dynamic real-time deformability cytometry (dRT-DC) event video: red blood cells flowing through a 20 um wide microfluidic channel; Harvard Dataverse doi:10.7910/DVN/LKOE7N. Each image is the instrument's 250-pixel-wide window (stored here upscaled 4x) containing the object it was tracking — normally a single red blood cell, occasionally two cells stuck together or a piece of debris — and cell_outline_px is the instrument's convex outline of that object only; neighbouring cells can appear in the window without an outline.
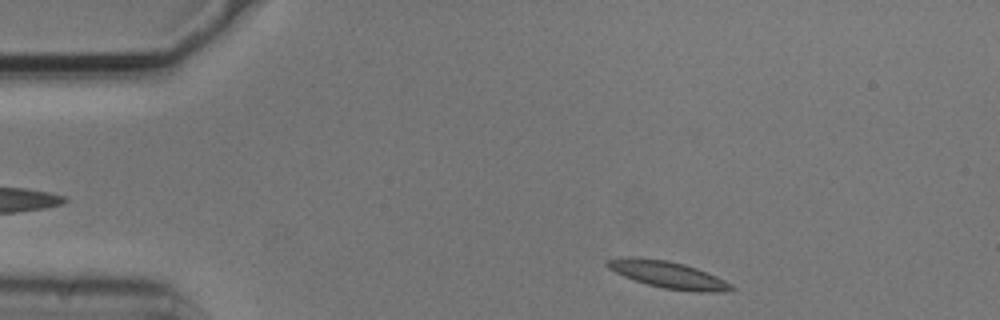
{"species": "common noctule bat (a hibernating species)", "species_latin": "Nyctalus noctula", "temperature_condition": "cold", "stored_images_in_passage": 47, "camera_frame_rate_fps": 3000, "um_per_image_px": 0.085, "animal": {"sex": "male", "body_mass_g": 20.5, "forearm_length_mm": 52.5}, "frame": {"image": 1, "passage_image": 2, "time_ms": 0.333, "image_size_px": [1000, 320], "cell_outline_px": [[736, 288], [720, 292], [696, 292], [664, 288], [648, 284], [624, 276], [608, 268], [604, 264], [604, 260], [624, 256], [636, 256], [668, 260], [684, 264], [696, 268], [716, 276], [732, 284]], "centroid_in_image_um": [56.74, 23.32], "position_along_channel_um": 28.3, "area_um2": 19.54}}
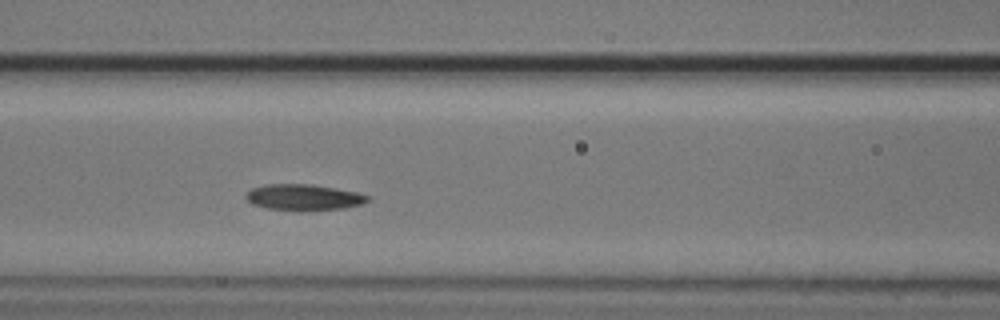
{"frame": {"image": 2, "passage_image": 16, "time_ms": 5.0, "image_size_px": [1000, 320], "cell_outline_px": [[368, 200], [360, 204], [344, 208], [300, 212], [268, 208], [252, 204], [244, 196], [252, 188], [264, 184], [312, 184], [336, 188], [356, 192], [368, 196]], "centroid_in_image_um": [25.77, 16.78], "position_along_channel_um": 140.8, "area_um2": 18.61}}
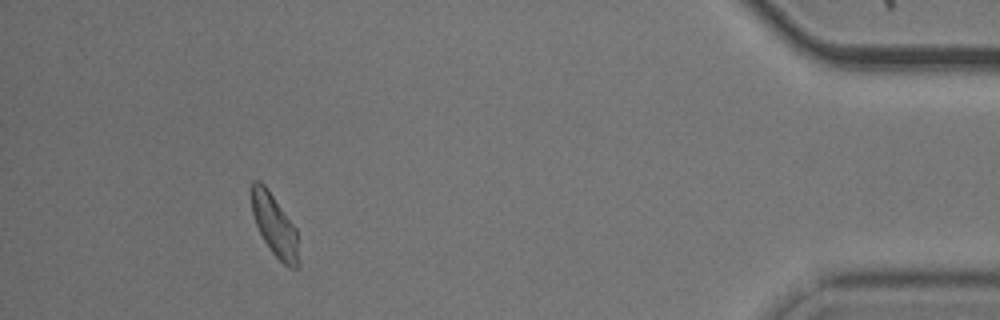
{"frame": {"image": 3, "passage_image": 43, "time_ms": 14.0, "image_size_px": [1000, 320], "cell_outline_px": [[300, 268], [288, 268], [272, 252], [264, 240], [256, 224], [252, 212], [252, 180], [260, 180], [268, 188], [296, 228], [300, 264]], "centroid_in_image_um": [23.37, 19.18], "position_along_channel_um": 411.8, "area_um2": 16.99}, "authors_computed_cell_mechanics": {"area_um2": 17.9758, "velocity_mm_per_s": 3.6745, "shape_relaxation_time_tau1_ms": null, "shape_relaxation_time_tau2_ms": 11.0578, "deformation_change_tau1": null, "deformation_change_tau2": 0.178}}